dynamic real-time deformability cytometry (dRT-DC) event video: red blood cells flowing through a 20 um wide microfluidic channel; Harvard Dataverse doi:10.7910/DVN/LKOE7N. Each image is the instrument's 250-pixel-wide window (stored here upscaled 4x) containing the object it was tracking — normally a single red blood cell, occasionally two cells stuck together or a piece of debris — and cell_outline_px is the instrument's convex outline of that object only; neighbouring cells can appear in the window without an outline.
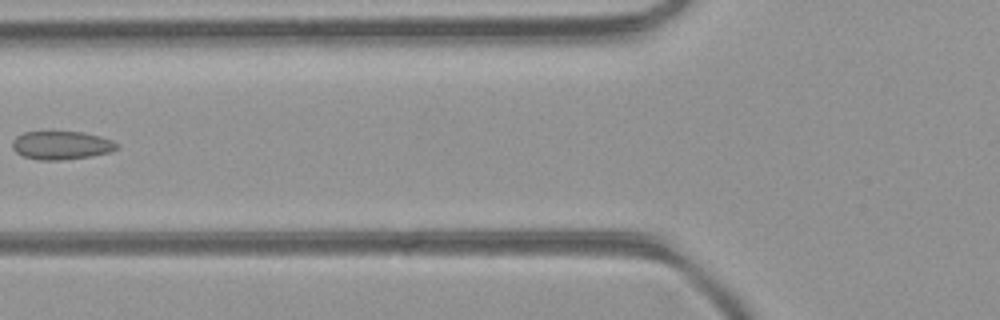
{"species": "common noctule bat (a hibernating species)", "species_latin": "Nyctalus noctula", "temperature_condition": "room temperature", "stored_images_in_passage": 5, "camera_frame_rate_fps": 3000, "um_per_image_px": 0.085, "animal": {"sex": "female", "body_mass_g": 21.9}, "frame": {"image": 1, "passage_image": 5, "time_ms": 1.333, "image_size_px": [1000, 320], "cell_outline_px": [[120, 148], [108, 152], [92, 156], [64, 160], [40, 160], [24, 156], [16, 152], [12, 148], [12, 140], [16, 136], [24, 132], [80, 132], [100, 136], [112, 140], [120, 144]], "centroid_in_image_um": [5.23, 12.35], "position_along_channel_um": 120.6, "area_um2": 17.34}}